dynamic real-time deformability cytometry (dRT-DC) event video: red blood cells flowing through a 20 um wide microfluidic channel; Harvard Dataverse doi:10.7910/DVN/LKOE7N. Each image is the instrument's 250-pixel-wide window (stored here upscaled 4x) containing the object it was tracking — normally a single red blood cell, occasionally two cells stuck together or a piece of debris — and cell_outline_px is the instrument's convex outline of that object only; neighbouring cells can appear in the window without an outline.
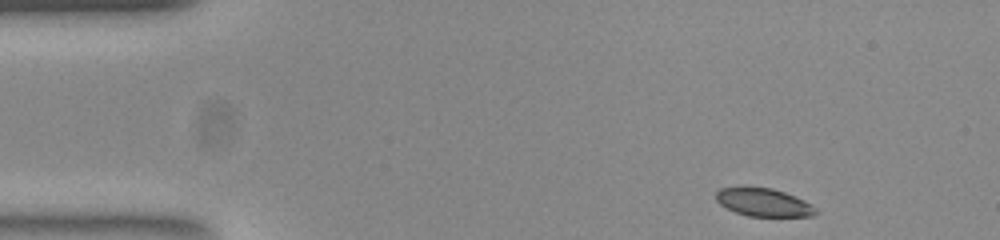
{"species": "common noctule bat (a hibernating species)", "species_latin": "Nyctalus noctula", "temperature_condition": "room temperature", "stored_images_in_passage": 48, "camera_frame_rate_fps": 3000, "um_per_image_px": 0.085, "animal": {"sex": "female", "body_mass_g": 23.0, "forearm_length_mm": 53.4}, "frame": {"image": 1, "passage_image": 1, "time_ms": 0.0, "image_size_px": [1000, 240], "cell_outline_px": [[816, 212], [812, 216], [748, 216], [736, 212], [720, 204], [716, 200], [716, 192], [720, 188], [772, 188], [784, 192], [804, 200], [812, 204], [816, 208]], "centroid_in_image_um": [64.92, 17.21], "position_along_channel_um": 20.1, "area_um2": 15.95}}
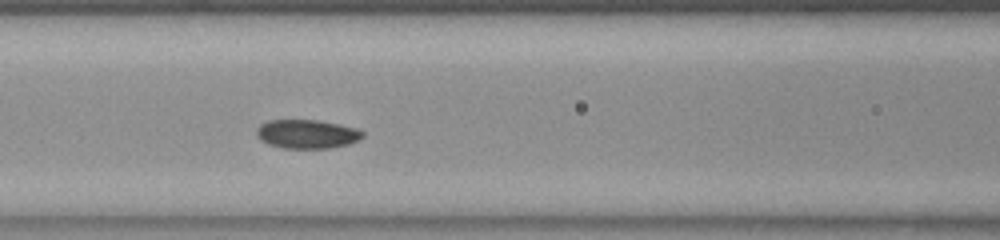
{"frame": {"image": 2, "passage_image": 17, "time_ms": 5.333, "image_size_px": [1000, 240], "cell_outline_px": [[364, 136], [360, 140], [348, 144], [328, 148], [284, 148], [268, 144], [260, 140], [256, 136], [256, 128], [260, 124], [268, 120], [316, 120], [356, 128], [364, 132]], "centroid_in_image_um": [26.06, 11.39], "position_along_channel_um": 140.5, "area_um2": 17.86}}
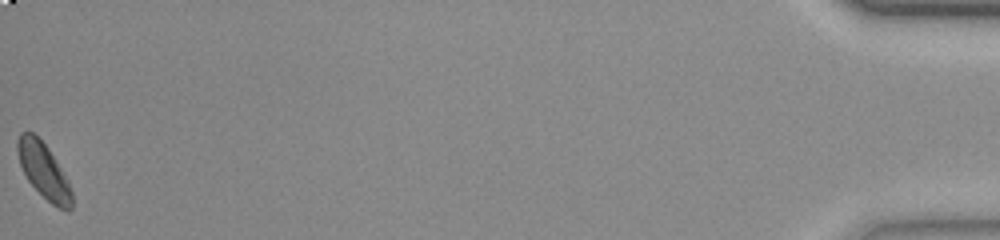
{"frame": {"image": 3, "passage_image": 48, "time_ms": 15.667, "image_size_px": [1000, 240], "cell_outline_px": [[72, 208], [68, 212], [52, 204], [28, 180], [20, 164], [16, 148], [16, 144], [20, 132], [32, 132], [48, 148], [68, 180], [72, 192]], "centroid_in_image_um": [3.72, 14.52], "position_along_channel_um": 431.5, "area_um2": 17.17}, "authors_computed_cell_mechanics": {"area_um2": 17.7446, "velocity_mm_per_s": 3.8299, "shape_relaxation_time_tau1_ms": 5.926, "shape_relaxation_time_tau2_ms": 7.7787, "deformation_change_tau1": 0.1111, "deformation_change_tau2": 0.08}}